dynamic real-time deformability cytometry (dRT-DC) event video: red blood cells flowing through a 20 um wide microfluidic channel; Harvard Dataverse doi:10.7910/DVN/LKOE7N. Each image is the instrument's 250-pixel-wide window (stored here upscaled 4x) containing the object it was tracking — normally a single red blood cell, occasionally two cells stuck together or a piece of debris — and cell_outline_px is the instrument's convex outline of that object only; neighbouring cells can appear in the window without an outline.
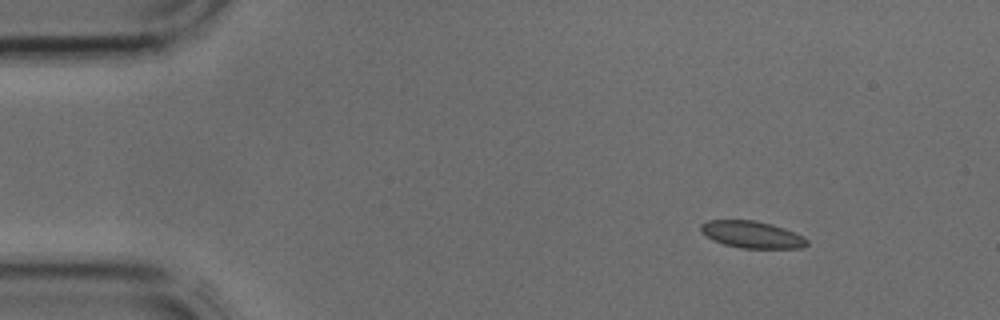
{"species": "common noctule bat (a hibernating species)", "species_latin": "Nyctalus noctula", "temperature_condition": "cold", "stored_images_in_passage": 4, "camera_frame_rate_fps": 3000, "um_per_image_px": 0.085, "animal": {"sex": "male", "body_mass_g": 17.9, "forearm_length_mm": 54.2}, "frame": {"image": 1, "passage_image": 1, "time_ms": 0.0, "image_size_px": [1000, 320], "cell_outline_px": [[808, 244], [804, 248], [740, 248], [724, 244], [712, 240], [704, 236], [700, 232], [700, 224], [708, 220], [756, 220], [772, 224], [784, 228], [804, 236], [808, 240]], "centroid_in_image_um": [63.9, 19.93], "position_along_channel_um": 21.1, "area_um2": 16.94}}
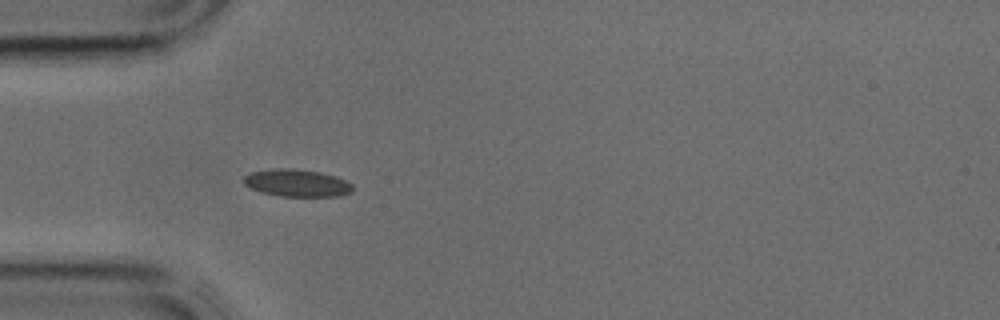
{"frame": {"image": 2, "passage_image": 3, "time_ms": 0.667, "image_size_px": [1000, 320], "cell_outline_px": [[352, 192], [336, 196], [280, 196], [260, 192], [244, 184], [244, 176], [252, 172], [276, 168], [292, 168], [320, 172], [336, 176], [352, 184]], "centroid_in_image_um": [25.23, 15.55], "position_along_channel_um": 59.8, "area_um2": 17.22}}